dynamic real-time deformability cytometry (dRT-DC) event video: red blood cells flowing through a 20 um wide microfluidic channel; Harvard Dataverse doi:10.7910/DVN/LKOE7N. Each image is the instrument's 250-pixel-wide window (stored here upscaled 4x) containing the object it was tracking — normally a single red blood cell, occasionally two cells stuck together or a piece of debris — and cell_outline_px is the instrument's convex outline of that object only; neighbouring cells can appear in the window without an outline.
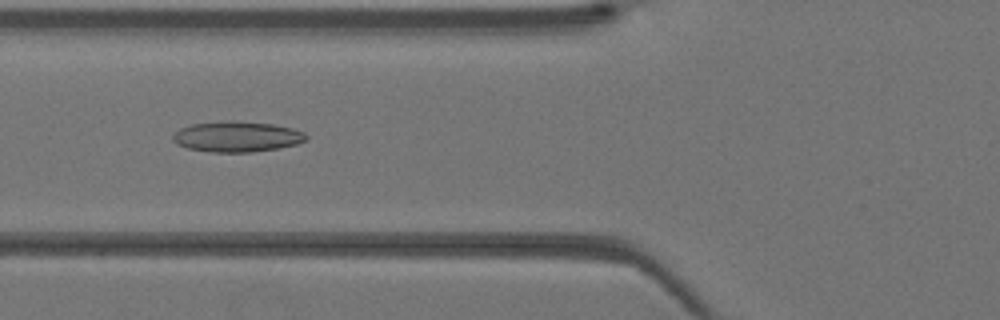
{"species": "Egyptian fruit bat (a non-hibernating species)", "species_latin": "Rousettus aegyptiacus", "temperature_condition": "warm", "stored_images_in_passage": 41, "camera_frame_rate_fps": 3000, "um_per_image_px": 0.085, "animal": {"sex": "female"}, "frame": {"image": 1, "passage_image": 16, "time_ms": 5.0, "image_size_px": [1000, 320], "cell_outline_px": [[308, 140], [296, 144], [276, 148], [252, 152], [208, 152], [188, 148], [176, 144], [172, 140], [172, 136], [180, 128], [192, 124], [228, 120], [232, 120], [272, 124], [292, 128], [304, 132], [308, 136]], "centroid_in_image_um": [20.13, 11.61], "position_along_channel_um": 105.7, "area_um2": 23.81}}
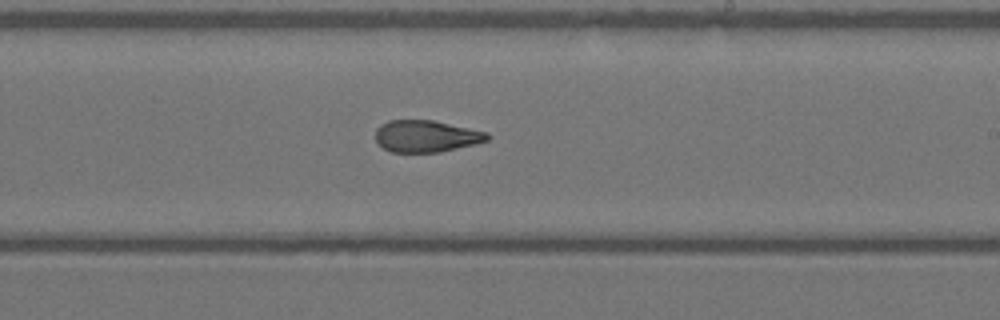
{"frame": {"image": 2, "passage_image": 25, "time_ms": 8.0, "image_size_px": [1000, 320], "cell_outline_px": [[488, 140], [476, 144], [440, 152], [392, 152], [384, 148], [376, 140], [376, 128], [380, 124], [388, 120], [432, 120], [488, 132]], "centroid_in_image_um": [36.22, 11.57], "position_along_channel_um": 252.8, "area_um2": 20.69}}
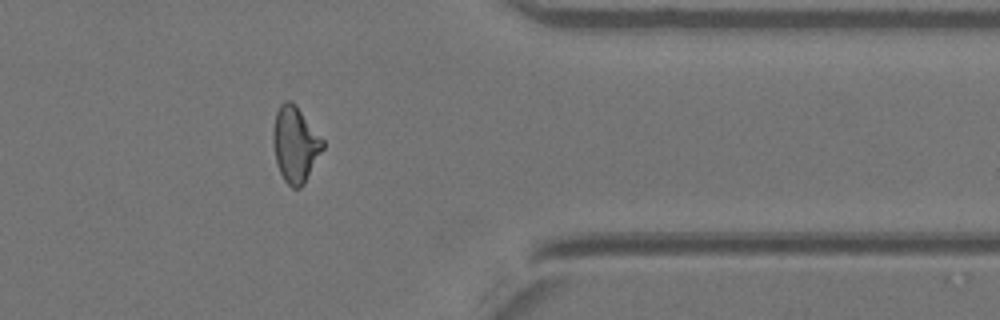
{"frame": {"image": 3, "passage_image": 34, "time_ms": 11.0, "image_size_px": [1000, 320], "cell_outline_px": [[324, 148], [304, 184], [300, 188], [292, 188], [284, 180], [280, 172], [276, 160], [272, 140], [272, 132], [276, 112], [280, 104], [284, 100], [292, 100], [296, 104], [324, 140]], "centroid_in_image_um": [25.09, 12.24], "position_along_channel_um": 386.3, "area_um2": 22.08}}